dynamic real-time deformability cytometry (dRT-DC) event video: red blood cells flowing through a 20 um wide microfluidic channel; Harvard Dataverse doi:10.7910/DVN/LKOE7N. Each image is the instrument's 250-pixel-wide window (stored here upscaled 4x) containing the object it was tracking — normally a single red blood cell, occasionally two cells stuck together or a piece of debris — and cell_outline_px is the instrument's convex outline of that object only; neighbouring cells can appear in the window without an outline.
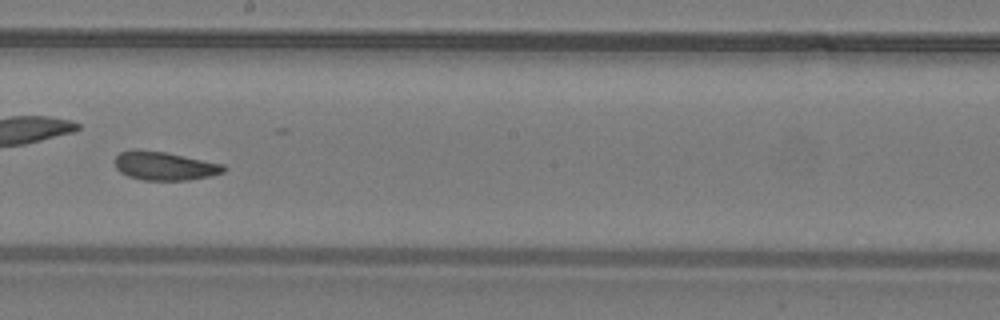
{"species": "common noctule bat (a hibernating species)", "species_latin": "Nyctalus noctula", "temperature_condition": "warm", "stored_images_in_passage": 50, "camera_frame_rate_fps": 3000, "um_per_image_px": 0.085, "animal": {"sex": "male", "body_mass_g": 19.2, "forearm_length_mm": 51.8}, "frame": {"image": 1, "passage_image": 29, "time_ms": 9.333, "image_size_px": [1000, 320], "cell_outline_px": [[228, 168], [224, 172], [212, 176], [188, 180], [144, 180], [128, 176], [120, 172], [116, 168], [116, 156], [120, 152], [164, 152], [224, 164]], "centroid_in_image_um": [14.08, 14.15], "position_along_channel_um": 234.1, "area_um2": 17.57}, "authors_computed_cell_mechanics": {"area_um2": 18.9584, "velocity_mm_per_s": 4.2292, "shape_relaxation_time_tau1_ms": 7.0489, "shape_relaxation_time_tau2_ms": 1.6058, "deformation_change_tau1": 0.144, "deformation_change_tau2": 0.0703}}